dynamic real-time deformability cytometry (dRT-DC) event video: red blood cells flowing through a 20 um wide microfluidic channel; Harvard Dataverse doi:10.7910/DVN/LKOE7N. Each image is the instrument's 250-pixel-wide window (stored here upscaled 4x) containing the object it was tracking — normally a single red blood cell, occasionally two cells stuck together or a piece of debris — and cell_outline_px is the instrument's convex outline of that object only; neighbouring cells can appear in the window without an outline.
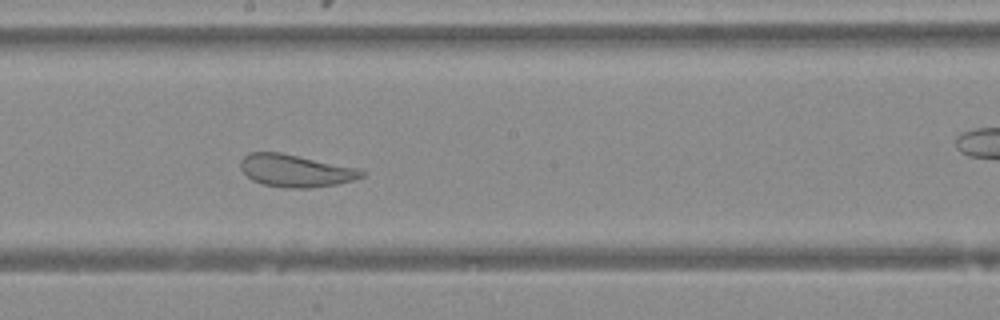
{"species": "Egyptian fruit bat (a non-hibernating species)", "species_latin": "Rousettus aegyptiacus", "temperature_condition": "warm", "stored_images_in_passage": 40, "camera_frame_rate_fps": 3000, "um_per_image_px": 0.085, "animal": {"sex": "female"}, "frame": {"image": 1, "passage_image": 23, "time_ms": 7.333, "image_size_px": [1000, 320], "cell_outline_px": [[364, 176], [352, 180], [336, 184], [312, 188], [288, 188], [264, 184], [252, 180], [240, 168], [240, 160], [248, 152], [280, 152], [360, 168], [364, 172]], "centroid_in_image_um": [25.12, 14.5], "position_along_channel_um": 223.1, "area_um2": 22.89}}
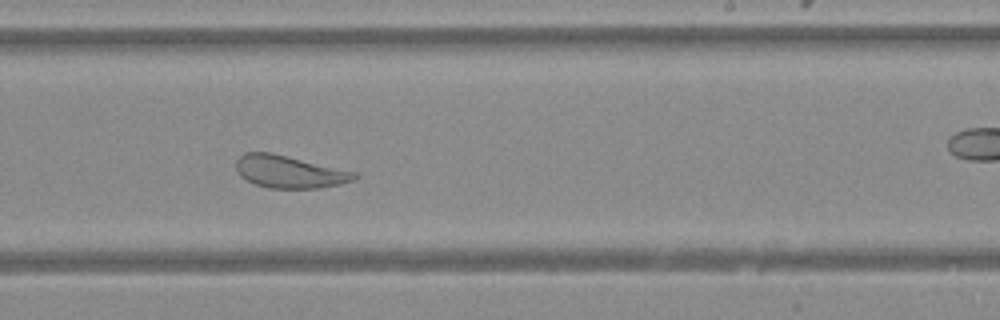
{"frame": {"image": 2, "passage_image": 26, "time_ms": 8.333, "image_size_px": [1000, 320], "cell_outline_px": [[360, 176], [356, 180], [340, 184], [320, 188], [268, 188], [256, 184], [240, 176], [236, 168], [236, 160], [244, 152], [272, 152], [356, 172]], "centroid_in_image_um": [24.62, 14.59], "position_along_channel_um": 264.4, "area_um2": 22.48}}
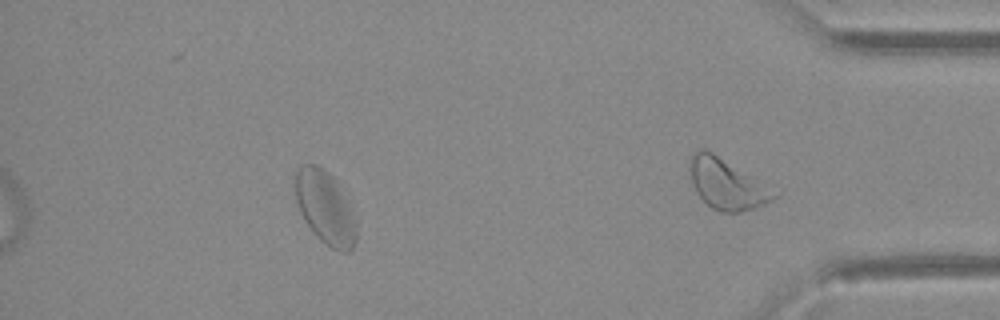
{"frame": {"image": 3, "passage_image": 34, "time_ms": 11.0, "image_size_px": [1000, 320], "cell_outline_px": [[356, 244], [348, 252], [340, 252], [324, 244], [316, 236], [304, 220], [300, 212], [296, 200], [292, 180], [296, 172], [304, 164], [316, 164], [328, 172], [332, 176], [356, 224]], "centroid_in_image_um": [27.57, 17.67], "position_along_channel_um": 407.6, "area_um2": 25.61}}